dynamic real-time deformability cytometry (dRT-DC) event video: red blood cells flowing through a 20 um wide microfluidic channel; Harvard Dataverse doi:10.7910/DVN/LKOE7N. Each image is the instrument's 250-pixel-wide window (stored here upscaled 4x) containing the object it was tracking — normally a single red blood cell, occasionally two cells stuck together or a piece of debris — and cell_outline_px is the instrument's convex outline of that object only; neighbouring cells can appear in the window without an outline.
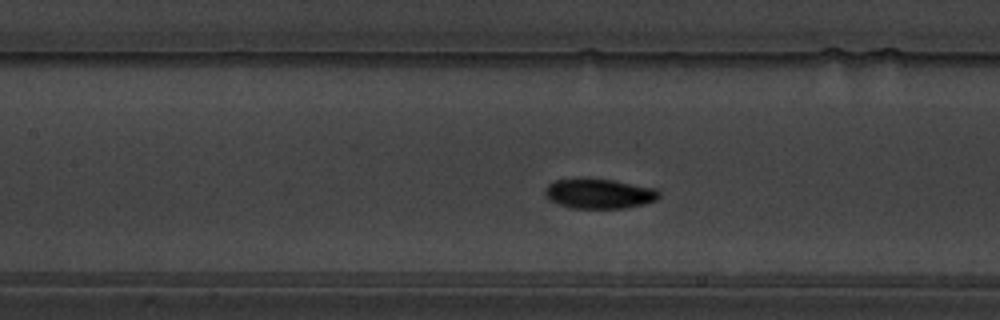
{"species": "common noctule bat (a hibernating species)", "species_latin": "Nyctalus noctula", "temperature_condition": "warm", "stored_images_in_passage": 40, "camera_frame_rate_fps": 3000, "um_per_image_px": 0.085, "animal": {"sex": "male", "body_mass_g": 19.5, "forearm_length_mm": 54.6}, "frame": {"image": 1, "passage_image": 17, "time_ms": 5.333, "image_size_px": [1000, 320], "cell_outline_px": [[660, 196], [656, 200], [644, 204], [624, 208], [572, 208], [560, 204], [552, 200], [544, 192], [544, 188], [552, 180], [580, 176], [588, 176], [612, 180], [656, 188], [660, 192]], "centroid_in_image_um": [50.9, 16.41], "position_along_channel_um": 156.5, "area_um2": 20.35}}
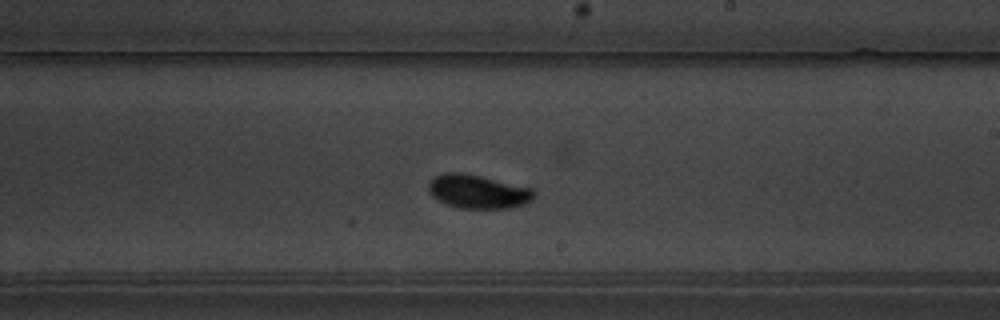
{"frame": {"image": 2, "passage_image": 25, "time_ms": 8.0, "image_size_px": [1000, 320], "cell_outline_px": [[536, 192], [532, 200], [524, 204], [508, 208], [460, 208], [436, 200], [428, 192], [428, 184], [436, 176], [444, 172], [460, 172], [480, 176], [532, 188]], "centroid_in_image_um": [40.61, 16.28], "position_along_channel_um": 248.4, "area_um2": 20.63}}
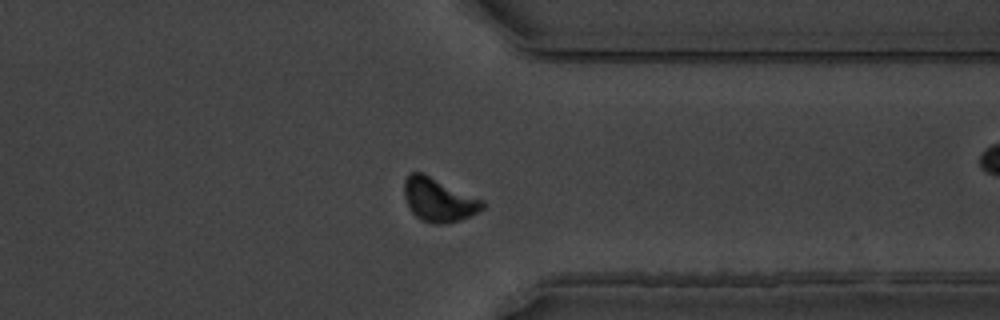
{"frame": {"image": 3, "passage_image": 36, "time_ms": 11.667, "image_size_px": [1000, 320], "cell_outline_px": [[484, 208], [460, 220], [444, 224], [432, 224], [416, 216], [412, 212], [404, 196], [404, 180], [408, 172], [420, 172], [484, 200]], "centroid_in_image_um": [37.26, 16.98], "position_along_channel_um": 374.1, "area_um2": 19.59}, "authors_computed_cell_mechanics": {"area_um2": 19.7098, "velocity_mm_per_s": 3.4571, "shape_relaxation_time_tau1_ms": 2.2925, "shape_relaxation_time_tau2_ms": 3.0302, "deformation_change_tau1": 0.1332, "deformation_change_tau2": 0.0586}}